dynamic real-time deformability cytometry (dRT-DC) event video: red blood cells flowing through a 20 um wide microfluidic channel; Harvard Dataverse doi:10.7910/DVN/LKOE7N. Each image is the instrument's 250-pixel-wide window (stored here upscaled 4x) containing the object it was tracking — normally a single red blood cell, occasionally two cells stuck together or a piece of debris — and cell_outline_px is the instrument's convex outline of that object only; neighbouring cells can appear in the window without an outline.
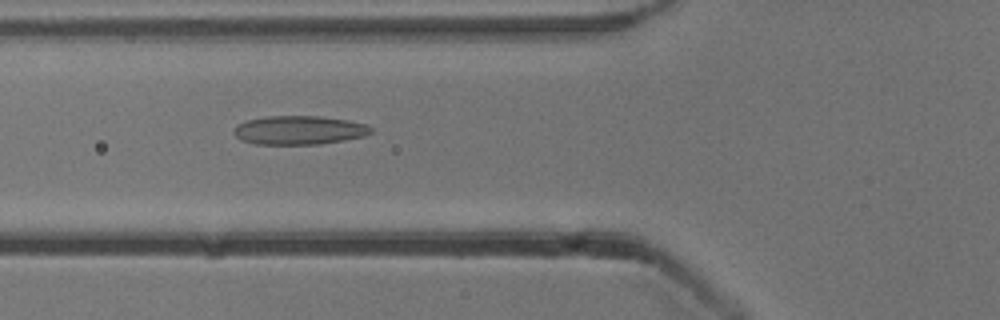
{"species": "common noctule bat (a hibernating species)", "species_latin": "Nyctalus noctula", "temperature_condition": "cold", "stored_images_in_passage": 52, "camera_frame_rate_fps": 3000, "um_per_image_px": 0.085, "animal": {"sex": "male", "body_mass_g": 13.3}, "frame": {"image": 1, "passage_image": 19, "time_ms": 6.0, "image_size_px": [1000, 320], "cell_outline_px": [[372, 132], [364, 136], [344, 140], [320, 144], [256, 144], [244, 140], [236, 136], [232, 132], [236, 124], [248, 120], [264, 116], [320, 116], [348, 120], [368, 124], [372, 128]], "centroid_in_image_um": [25.44, 11.05], "position_along_channel_um": 100.4, "area_um2": 23.06}}
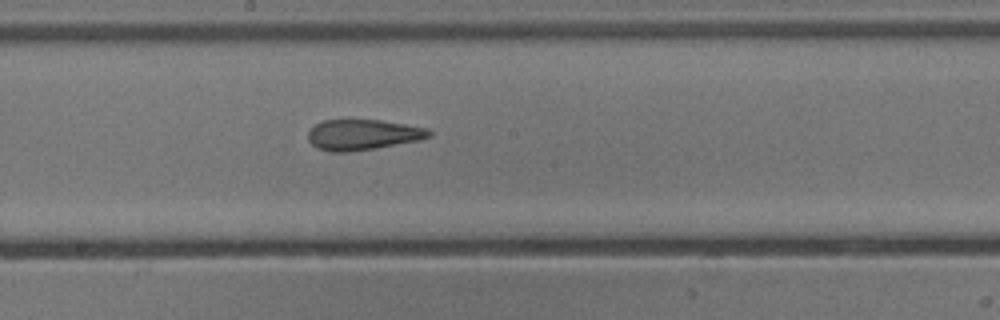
{"frame": {"image": 2, "passage_image": 28, "time_ms": 9.0, "image_size_px": [1000, 320], "cell_outline_px": [[432, 136], [420, 140], [376, 148], [348, 152], [332, 152], [316, 148], [308, 140], [308, 132], [316, 124], [324, 120], [380, 120], [428, 128], [432, 132]], "centroid_in_image_um": [30.85, 11.46], "position_along_channel_um": 217.3, "area_um2": 21.56}}
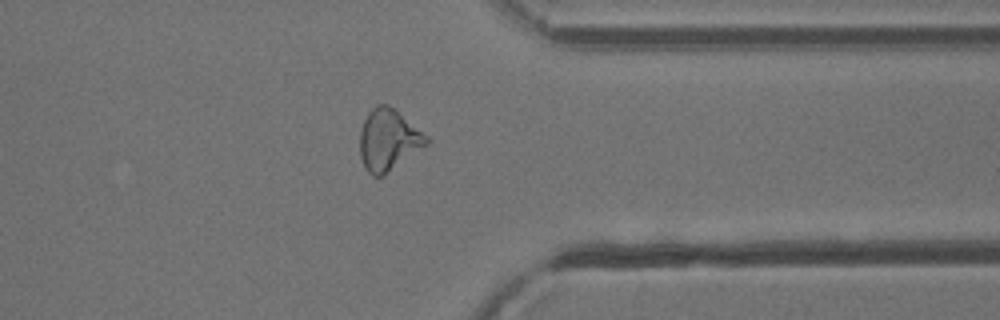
{"frame": {"image": 3, "passage_image": 41, "time_ms": 13.333, "image_size_px": [1000, 320], "cell_outline_px": [[432, 140], [428, 144], [384, 176], [372, 176], [364, 168], [360, 156], [360, 132], [364, 120], [368, 112], [376, 104], [388, 104], [396, 108], [428, 136]], "centroid_in_image_um": [33.03, 11.88], "position_along_channel_um": 378.4, "area_um2": 24.28}}